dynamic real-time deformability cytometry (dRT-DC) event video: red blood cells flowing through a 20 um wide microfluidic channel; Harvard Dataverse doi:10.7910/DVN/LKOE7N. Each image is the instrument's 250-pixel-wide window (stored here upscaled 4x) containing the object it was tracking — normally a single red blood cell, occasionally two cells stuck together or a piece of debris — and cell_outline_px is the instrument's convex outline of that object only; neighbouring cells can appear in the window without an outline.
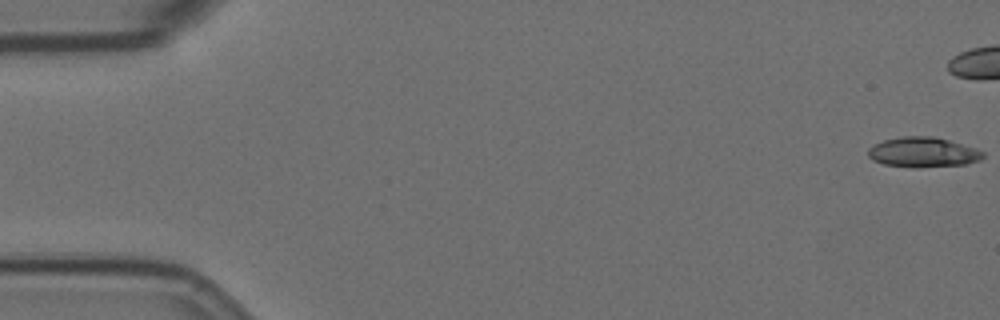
{"species": "Egyptian fruit bat (a non-hibernating species)", "species_latin": "Rousettus aegyptiacus", "temperature_condition": "room temperature", "stored_images_in_passage": 45, "camera_frame_rate_fps": 3000, "um_per_image_px": 0.085, "animal": {"sex": "female"}, "frame": {"image": 1, "passage_image": 1, "time_ms": 0.0, "image_size_px": [1000, 320], "cell_outline_px": [[984, 156], [980, 160], [968, 164], [884, 164], [872, 160], [868, 156], [868, 148], [884, 140], [900, 136], [936, 136], [976, 148], [984, 152]], "centroid_in_image_um": [78.48, 12.87], "position_along_channel_um": 6.5, "area_um2": 19.07}}
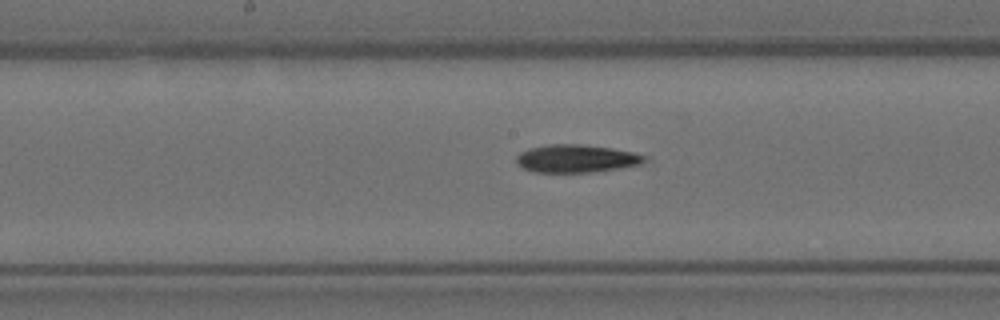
{"frame": {"image": 2, "passage_image": 29, "time_ms": 9.333, "image_size_px": [1000, 320], "cell_outline_px": [[644, 160], [640, 164], [616, 168], [588, 172], [536, 172], [524, 168], [516, 164], [516, 156], [520, 152], [528, 148], [548, 144], [580, 144], [612, 148], [632, 152], [644, 156]], "centroid_in_image_um": [48.9, 13.46], "position_along_channel_um": 199.3, "area_um2": 20.52}}
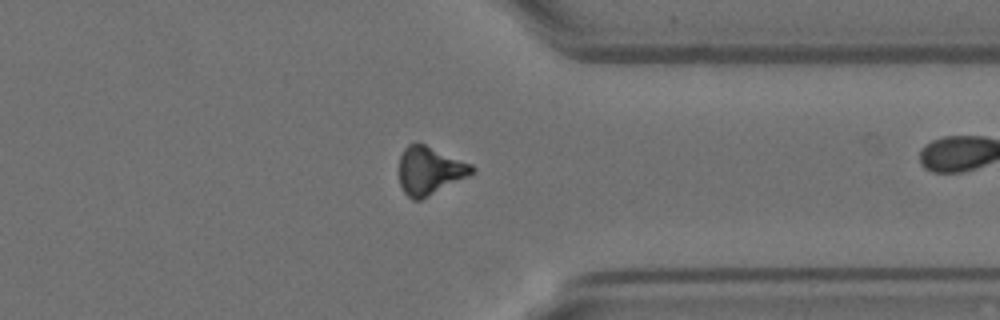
{"frame": {"image": 3, "passage_image": 44, "time_ms": 14.333, "image_size_px": [1000, 320], "cell_outline_px": [[476, 172], [420, 200], [412, 200], [404, 192], [400, 184], [400, 156], [404, 148], [408, 144], [424, 144], [472, 164], [476, 168]], "centroid_in_image_um": [36.53, 14.5], "position_along_channel_um": 374.9, "area_um2": 20.11}}